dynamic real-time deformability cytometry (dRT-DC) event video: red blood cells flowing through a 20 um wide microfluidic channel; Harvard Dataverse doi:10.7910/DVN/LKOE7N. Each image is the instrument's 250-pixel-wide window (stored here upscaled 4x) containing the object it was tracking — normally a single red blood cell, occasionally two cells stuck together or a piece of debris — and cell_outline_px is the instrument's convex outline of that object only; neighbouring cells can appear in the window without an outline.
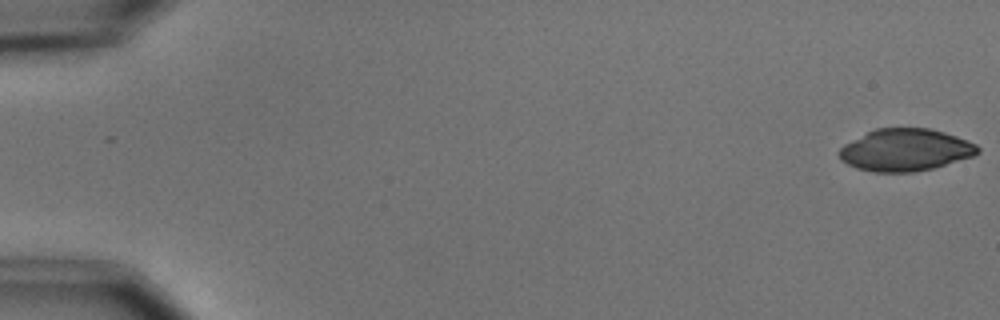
{"species": "common noctule bat (a hibernating species)", "species_latin": "Nyctalus noctula", "temperature_condition": "cold", "stored_images_in_passage": 6, "camera_frame_rate_fps": 3000, "um_per_image_px": 0.085, "animal": {"sex": "male", "body_mass_g": 15.6}, "frame": {"image": 1, "passage_image": 1, "time_ms": 0.0, "image_size_px": [1000, 320], "cell_outline_px": [[980, 152], [976, 156], [932, 168], [912, 172], [872, 172], [856, 168], [840, 160], [836, 152], [844, 144], [876, 128], [928, 128], [944, 132], [956, 136], [976, 144], [980, 148]], "centroid_in_image_um": [76.95, 12.75], "position_along_channel_um": 8.0, "area_um2": 34.16}}